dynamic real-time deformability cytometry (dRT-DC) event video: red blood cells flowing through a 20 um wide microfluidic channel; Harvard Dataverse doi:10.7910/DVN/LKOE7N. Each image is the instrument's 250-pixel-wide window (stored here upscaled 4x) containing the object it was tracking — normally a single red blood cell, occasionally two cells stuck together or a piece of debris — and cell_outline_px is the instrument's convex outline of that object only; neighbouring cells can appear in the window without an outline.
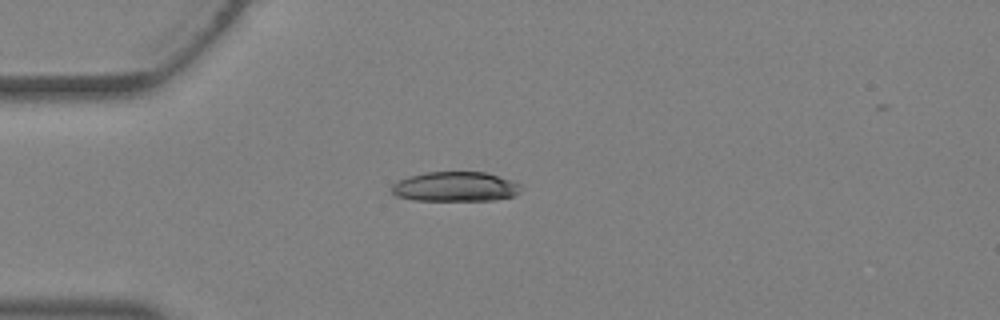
{"species": "Egyptian fruit bat (a non-hibernating species)", "species_latin": "Rousettus aegyptiacus", "temperature_condition": "warm", "stored_images_in_passage": 5, "camera_frame_rate_fps": 3000, "um_per_image_px": 0.085, "animal": {"sex": "female"}, "frame": {"image": 1, "passage_image": 5, "time_ms": 1.333, "image_size_px": [1000, 320], "cell_outline_px": [[520, 192], [512, 196], [496, 200], [416, 200], [396, 196], [392, 192], [392, 184], [408, 176], [428, 172], [484, 172], [500, 176], [512, 180], [520, 184]], "centroid_in_image_um": [38.72, 15.86], "position_along_channel_um": 46.3, "area_um2": 22.31}}